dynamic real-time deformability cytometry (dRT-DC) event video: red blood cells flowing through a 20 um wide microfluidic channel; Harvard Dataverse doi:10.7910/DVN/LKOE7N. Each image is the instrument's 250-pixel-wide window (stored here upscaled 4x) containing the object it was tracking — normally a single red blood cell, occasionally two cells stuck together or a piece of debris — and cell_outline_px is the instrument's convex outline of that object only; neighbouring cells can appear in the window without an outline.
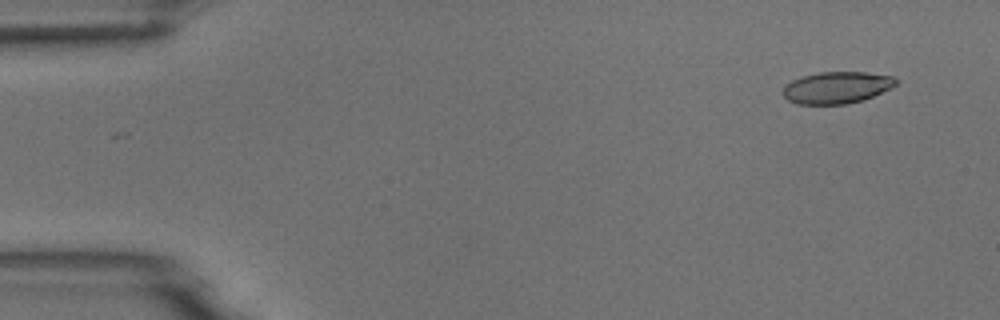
{"species": "common noctule bat (a hibernating species)", "species_latin": "Nyctalus noctula", "temperature_condition": "room temperature", "stored_images_in_passage": 5, "camera_frame_rate_fps": 3000, "um_per_image_px": 0.085, "animal": {"sex": "male", "body_mass_g": 18.8}, "frame": {"image": 1, "passage_image": 1, "time_ms": 0.0, "image_size_px": [1000, 320], "cell_outline_px": [[896, 84], [892, 88], [864, 100], [848, 104], [796, 104], [788, 100], [784, 96], [784, 84], [800, 76], [820, 72], [864, 72], [892, 76], [896, 80]], "centroid_in_image_um": [71.11, 7.44], "position_along_channel_um": 13.9, "area_um2": 21.04}}
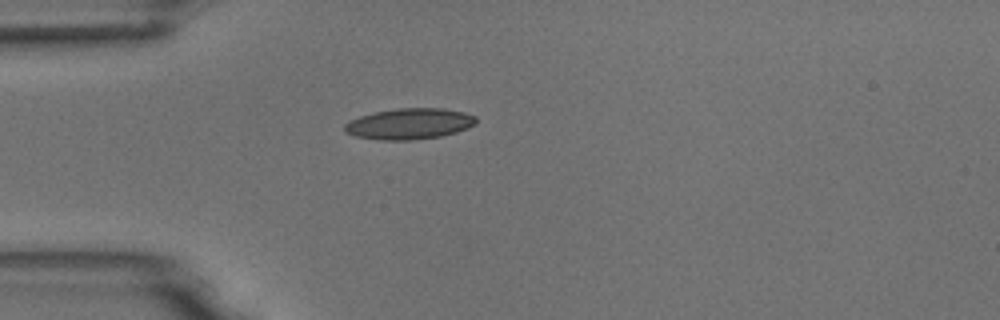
{"frame": {"image": 2, "passage_image": 4, "time_ms": 3.667, "image_size_px": [1000, 320], "cell_outline_px": [[476, 124], [468, 128], [456, 132], [440, 136], [412, 140], [380, 140], [356, 136], [348, 132], [344, 128], [344, 124], [360, 116], [376, 112], [396, 108], [444, 108], [464, 112], [476, 116]], "centroid_in_image_um": [34.84, 10.52], "position_along_channel_um": 50.2, "area_um2": 23.58}}